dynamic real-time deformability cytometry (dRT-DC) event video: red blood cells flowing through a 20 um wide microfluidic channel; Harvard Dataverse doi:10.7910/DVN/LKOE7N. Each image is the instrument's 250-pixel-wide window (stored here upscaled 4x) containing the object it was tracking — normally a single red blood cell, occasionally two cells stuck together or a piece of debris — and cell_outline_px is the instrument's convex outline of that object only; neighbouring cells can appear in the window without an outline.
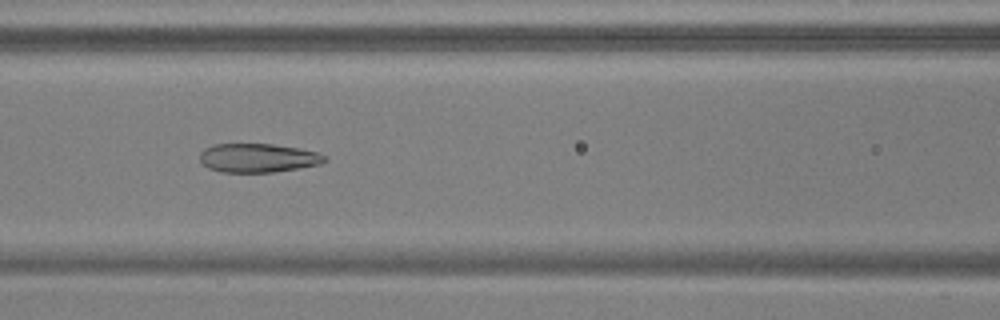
{"species": "common noctule bat (a hibernating species)", "species_latin": "Nyctalus noctula", "temperature_condition": "warm", "stored_images_in_passage": 45, "camera_frame_rate_fps": 3000, "um_per_image_px": 0.085, "animal": {"sex": "male", "body_mass_g": 17.9, "forearm_length_mm": 54.2}, "frame": {"image": 1, "passage_image": 15, "time_ms": 4.667, "image_size_px": [1000, 320], "cell_outline_px": [[328, 160], [320, 164], [272, 172], [220, 172], [208, 168], [200, 160], [200, 152], [204, 148], [216, 144], [272, 144], [296, 148], [316, 152], [324, 156]], "centroid_in_image_um": [21.88, 13.42], "position_along_channel_um": 144.7, "area_um2": 20.75}}
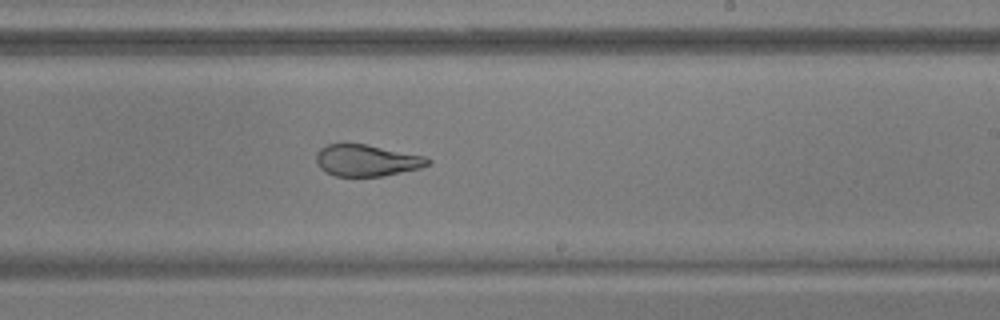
{"frame": {"image": 2, "passage_image": 24, "time_ms": 7.667, "image_size_px": [1000, 320], "cell_outline_px": [[432, 164], [420, 168], [384, 176], [336, 176], [324, 172], [316, 164], [316, 152], [320, 148], [328, 144], [368, 144], [424, 156], [432, 160]], "centroid_in_image_um": [31.17, 13.64], "position_along_channel_um": 257.8, "area_um2": 20.75}}
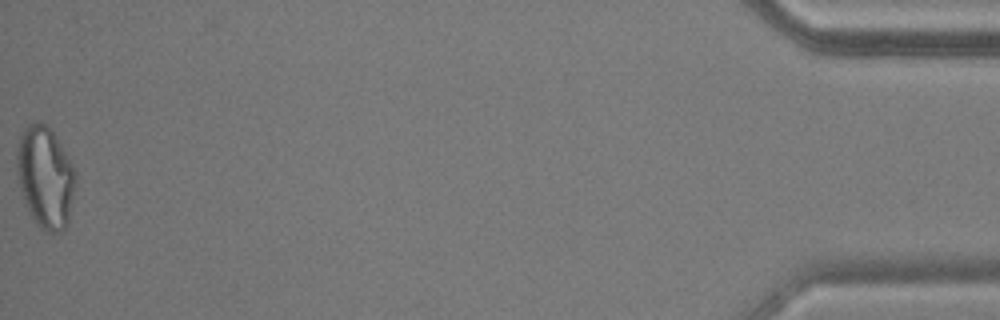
{"frame": {"image": 3, "passage_image": 45, "time_ms": 14.667, "image_size_px": [1000, 320], "cell_outline_px": [[76, 180], [68, 220], [64, 228], [60, 232], [48, 232], [40, 228], [36, 224], [28, 212], [24, 204], [20, 188], [16, 168], [16, 148], [20, 136], [24, 128], [32, 124], [44, 124], [56, 136], [72, 164], [76, 172]], "centroid_in_image_um": [3.83, 15.09], "position_along_channel_um": 431.4, "area_um2": 34.62}, "authors_computed_cell_mechanics": {"area_um2": 24.5072, "velocity_mm_per_s": 3.7835, "shape_relaxation_time_tau1_ms": null, "shape_relaxation_time_tau2_ms": 1.4551, "deformation_change_tau1": null, "deformation_change_tau2": 0.0804}}